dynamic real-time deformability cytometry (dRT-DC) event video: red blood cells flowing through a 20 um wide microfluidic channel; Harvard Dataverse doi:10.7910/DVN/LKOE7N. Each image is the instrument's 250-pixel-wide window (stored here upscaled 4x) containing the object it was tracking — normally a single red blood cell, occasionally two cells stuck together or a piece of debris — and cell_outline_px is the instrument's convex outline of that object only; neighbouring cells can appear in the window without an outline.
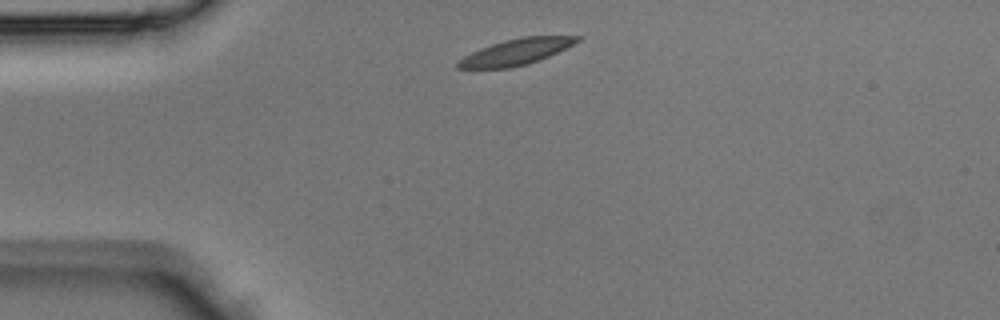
{"species": "Egyptian fruit bat (a non-hibernating species)", "species_latin": "Rousettus aegyptiacus", "temperature_condition": "room temperature", "stored_images_in_passage": 1, "camera_frame_rate_fps": 3000, "um_per_image_px": 0.085, "animal": {"sex": "male"}, "frame": {"image": 1, "passage_image": 1, "time_ms": 0.0, "image_size_px": [1000, 320], "cell_outline_px": [[584, 36], [580, 40], [548, 56], [528, 64], [512, 68], [456, 68], [456, 60], [480, 48], [504, 40], [520, 36]], "centroid_in_image_um": [43.82, 4.41], "position_along_channel_um": 41.2, "area_um2": 17.98}}